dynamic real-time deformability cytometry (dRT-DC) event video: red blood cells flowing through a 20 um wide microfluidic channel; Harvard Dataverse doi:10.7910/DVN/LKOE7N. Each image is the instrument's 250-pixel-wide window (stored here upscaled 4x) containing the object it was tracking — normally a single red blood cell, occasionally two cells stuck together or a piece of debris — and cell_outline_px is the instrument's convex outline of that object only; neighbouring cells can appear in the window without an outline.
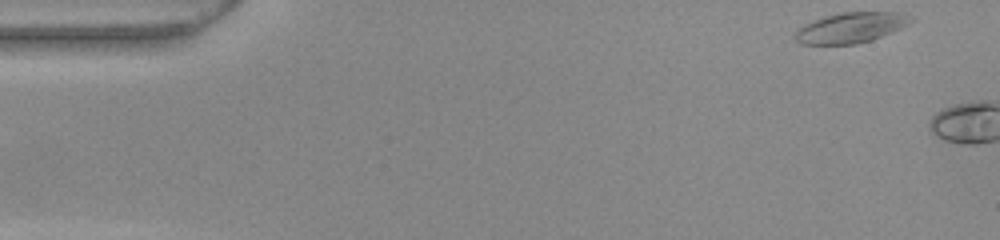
{"species": "common noctule bat (a hibernating species)", "species_latin": "Nyctalus noctula", "temperature_condition": "warm", "stored_images_in_passage": 3, "camera_frame_rate_fps": 3000, "um_per_image_px": 0.085, "animal": {"sex": "female", "body_mass_g": 22.0, "forearm_length_mm": 56.7}, "frame": {"image": 1, "passage_image": 1, "time_ms": 0.0, "image_size_px": [1000, 240], "cell_outline_px": [[916, 20], [892, 32], [872, 40], [856, 44], [800, 44], [796, 40], [796, 32], [804, 24], [824, 16], [844, 12], [900, 12]], "centroid_in_image_um": [72.34, 2.35], "position_along_channel_um": 12.7, "area_um2": 20.35}}